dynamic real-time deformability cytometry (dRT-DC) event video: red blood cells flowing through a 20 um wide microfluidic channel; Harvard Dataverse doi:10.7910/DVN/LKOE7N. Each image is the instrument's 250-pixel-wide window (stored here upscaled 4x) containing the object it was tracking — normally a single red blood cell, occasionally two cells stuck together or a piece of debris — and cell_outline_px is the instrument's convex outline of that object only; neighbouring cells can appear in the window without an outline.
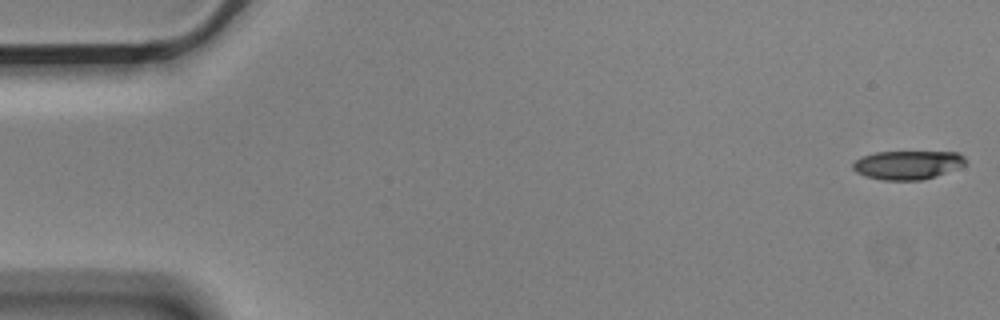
{"species": "Egyptian fruit bat (a non-hibernating species)", "species_latin": "Rousettus aegyptiacus", "temperature_condition": "cold", "stored_images_in_passage": 5, "camera_frame_rate_fps": 3000, "um_per_image_px": 0.085, "animal": {"sex": "male"}, "frame": {"image": 1, "passage_image": 1, "time_ms": 0.0, "image_size_px": [1000, 320], "cell_outline_px": [[968, 160], [964, 164], [956, 168], [936, 176], [920, 180], [884, 180], [868, 176], [856, 172], [852, 168], [852, 164], [856, 160], [864, 156], [876, 152], [956, 152], [964, 156]], "centroid_in_image_um": [77.15, 14.01], "position_along_channel_um": 7.8, "area_um2": 18.61}}
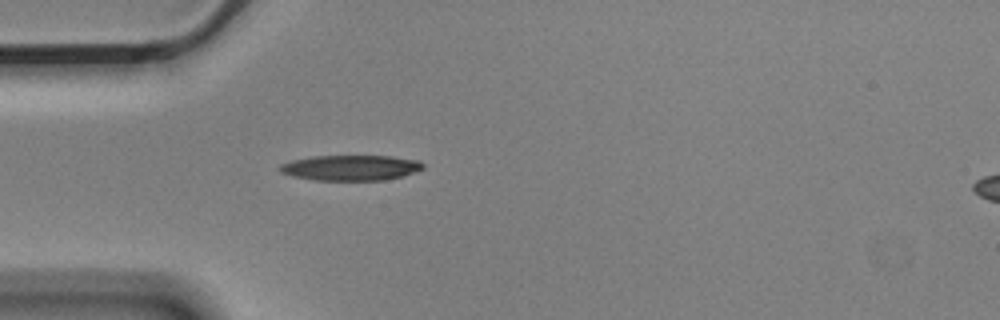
{"frame": {"image": 2, "passage_image": 5, "time_ms": 1.333, "image_size_px": [1000, 320], "cell_outline_px": [[424, 168], [404, 176], [384, 180], [316, 180], [292, 176], [280, 172], [280, 164], [292, 160], [312, 156], [392, 156], [420, 160], [424, 164]], "centroid_in_image_um": [29.84, 14.25], "position_along_channel_um": 55.2, "area_um2": 21.27}}